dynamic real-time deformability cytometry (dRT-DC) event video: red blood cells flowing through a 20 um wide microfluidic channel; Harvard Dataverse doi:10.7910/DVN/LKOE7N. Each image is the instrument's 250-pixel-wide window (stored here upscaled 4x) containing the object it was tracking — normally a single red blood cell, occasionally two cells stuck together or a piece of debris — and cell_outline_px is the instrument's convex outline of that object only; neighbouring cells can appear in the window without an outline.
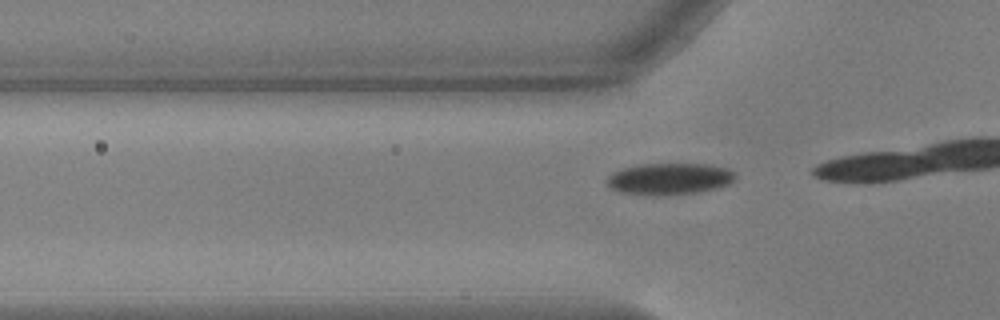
{"species": "common noctule bat (a hibernating species)", "species_latin": "Nyctalus noctula", "temperature_condition": "warm", "stored_images_in_passage": 13, "camera_frame_rate_fps": 3000, "um_per_image_px": 0.085, "animal": {"sex": "male", "body_mass_g": 17.9, "forearm_length_mm": 54.2}, "frame": {"image": 1, "passage_image": 10, "time_ms": 3.0, "image_size_px": [1000, 320], "cell_outline_px": [[736, 176], [728, 184], [720, 188], [700, 192], [652, 196], [620, 192], [612, 188], [604, 180], [612, 172], [624, 168], [640, 164], [708, 164], [728, 168]], "centroid_in_image_um": [56.89, 15.21], "position_along_channel_um": 68.9, "area_um2": 23.76}}